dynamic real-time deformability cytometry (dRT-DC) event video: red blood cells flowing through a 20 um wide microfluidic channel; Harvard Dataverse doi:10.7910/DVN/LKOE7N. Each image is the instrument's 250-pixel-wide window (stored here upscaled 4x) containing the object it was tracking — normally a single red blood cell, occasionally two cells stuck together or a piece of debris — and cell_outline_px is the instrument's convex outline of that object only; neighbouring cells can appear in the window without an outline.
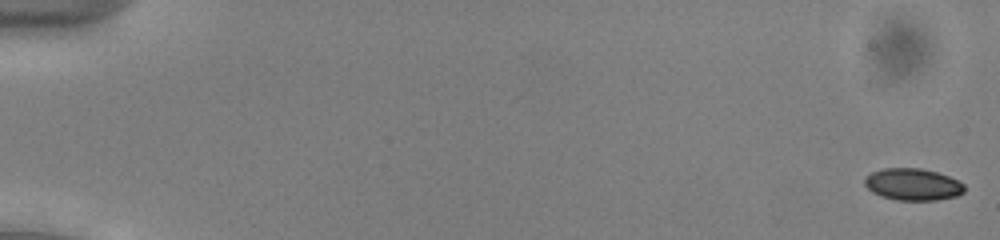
{"species": "common noctule bat (a hibernating species)", "species_latin": "Nyctalus noctula", "temperature_condition": "cold", "stored_images_in_passage": 50, "camera_frame_rate_fps": 3000, "um_per_image_px": 0.085, "animal": {"sex": "male", "body_mass_g": 13.0, "forearm_length_mm": 53.1}, "frame": {"image": 1, "passage_image": 1, "time_ms": 0.0, "image_size_px": [1000, 240], "cell_outline_px": [[964, 192], [956, 196], [936, 200], [896, 200], [880, 196], [872, 192], [864, 184], [864, 180], [872, 172], [884, 168], [920, 168], [936, 172], [948, 176], [964, 184]], "centroid_in_image_um": [77.58, 15.68], "position_along_channel_um": 7.4, "area_um2": 18.44}}
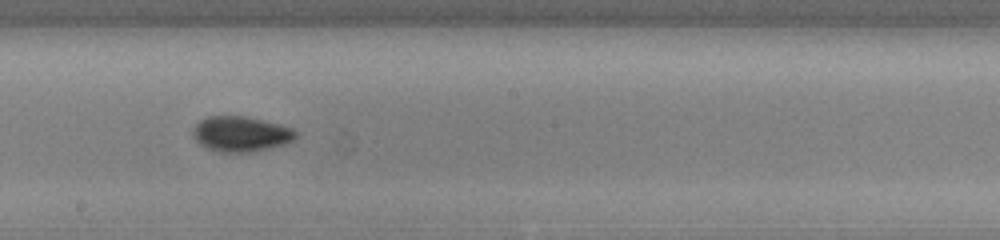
{"frame": {"image": 2, "passage_image": 31, "time_ms": 10.0, "image_size_px": [1000, 240], "cell_outline_px": [[296, 136], [288, 144], [248, 152], [220, 152], [208, 148], [200, 144], [192, 136], [192, 132], [196, 124], [200, 120], [208, 116], [244, 116], [264, 120], [280, 124], [292, 128], [296, 132]], "centroid_in_image_um": [20.47, 11.38], "position_along_channel_um": 227.7, "area_um2": 21.1}}
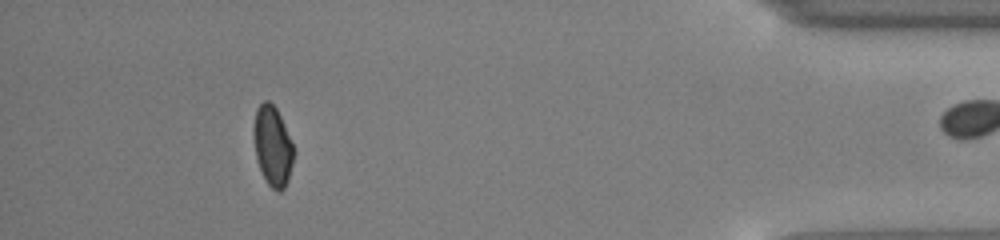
{"frame": {"image": 3, "passage_image": 49, "time_ms": 16.0, "image_size_px": [1000, 240], "cell_outline_px": [[292, 164], [288, 180], [284, 188], [280, 192], [276, 192], [264, 180], [256, 156], [252, 132], [252, 128], [256, 108], [264, 100], [268, 100], [276, 108], [280, 116], [292, 144]], "centroid_in_image_um": [23.13, 12.41], "position_along_channel_um": 412.1, "area_um2": 18.5}}